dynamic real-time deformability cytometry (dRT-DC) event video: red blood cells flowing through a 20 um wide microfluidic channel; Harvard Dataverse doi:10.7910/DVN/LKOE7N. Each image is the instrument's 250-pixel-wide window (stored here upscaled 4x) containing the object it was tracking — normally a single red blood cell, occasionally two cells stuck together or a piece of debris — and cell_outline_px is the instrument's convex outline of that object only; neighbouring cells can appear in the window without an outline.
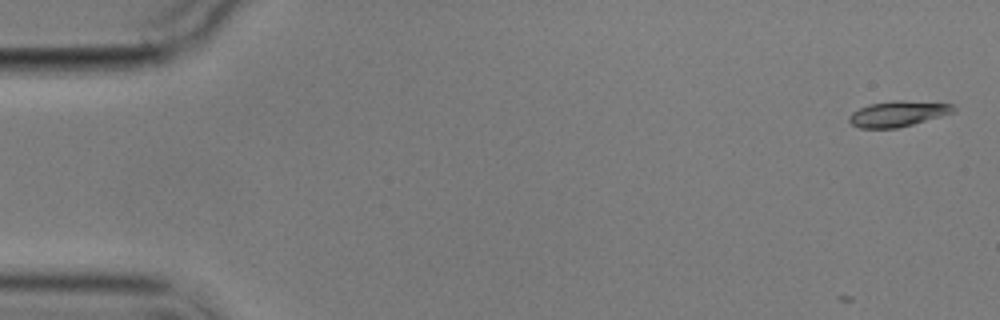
{"species": "common noctule bat (a hibernating species)", "species_latin": "Nyctalus noctula", "temperature_condition": "cold", "stored_images_in_passage": 3, "camera_frame_rate_fps": 3000, "um_per_image_px": 0.085, "animal": {"sex": "male", "body_mass_g": 17.9}, "frame": {"image": 1, "passage_image": 1, "time_ms": 0.0, "image_size_px": [1000, 320], "cell_outline_px": [[956, 112], [912, 124], [896, 128], [860, 128], [852, 124], [848, 120], [848, 116], [852, 112], [868, 104], [892, 100], [904, 100], [952, 104], [956, 108]], "centroid_in_image_um": [76.32, 9.66], "position_along_channel_um": 8.7, "area_um2": 15.61}}